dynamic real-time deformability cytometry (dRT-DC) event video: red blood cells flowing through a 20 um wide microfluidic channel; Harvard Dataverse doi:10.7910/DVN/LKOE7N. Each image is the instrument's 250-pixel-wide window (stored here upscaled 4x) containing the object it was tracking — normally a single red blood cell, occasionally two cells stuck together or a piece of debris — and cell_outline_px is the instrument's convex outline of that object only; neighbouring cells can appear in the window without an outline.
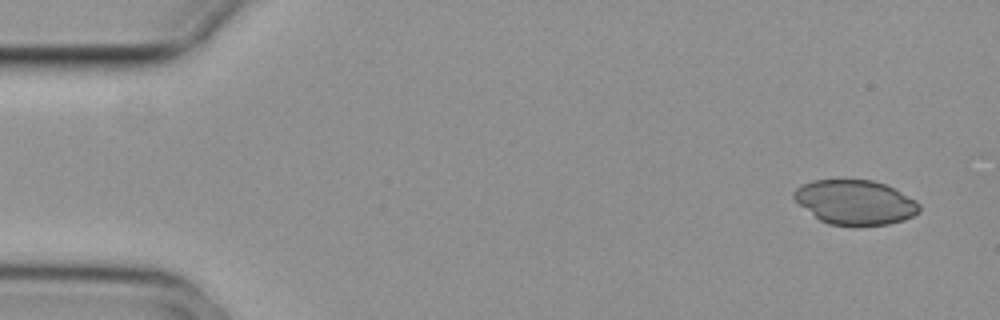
{"species": "common noctule bat (a hibernating species)", "species_latin": "Nyctalus noctula", "temperature_condition": "cold", "stored_images_in_passage": 6, "camera_frame_rate_fps": 3000, "um_per_image_px": 0.085, "animal": {"sex": "female", "body_mass_g": 29.2, "forearm_length_mm": 56.3}, "frame": {"image": 1, "passage_image": 1, "time_ms": 0.0, "image_size_px": [1000, 320], "cell_outline_px": [[920, 212], [904, 220], [888, 224], [856, 228], [828, 224], [820, 220], [800, 204], [792, 196], [792, 192], [800, 184], [816, 180], [872, 180], [884, 184], [916, 200], [920, 204]], "centroid_in_image_um": [72.69, 17.23], "position_along_channel_um": 12.3, "area_um2": 32.89}}